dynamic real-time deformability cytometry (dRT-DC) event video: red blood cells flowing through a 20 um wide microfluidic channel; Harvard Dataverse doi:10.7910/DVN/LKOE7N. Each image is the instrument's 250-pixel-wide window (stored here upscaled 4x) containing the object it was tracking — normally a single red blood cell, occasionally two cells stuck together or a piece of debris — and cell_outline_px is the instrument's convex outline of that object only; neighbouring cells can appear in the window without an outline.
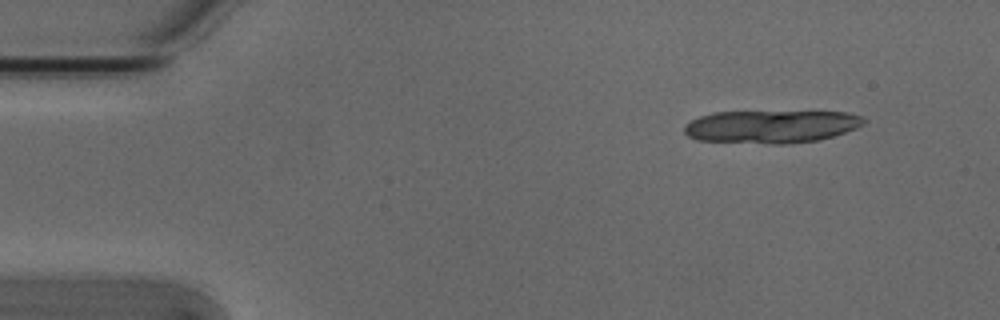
{"species": "Egyptian fruit bat (a non-hibernating species)", "species_latin": "Rousettus aegyptiacus", "temperature_condition": "cold", "stored_images_in_passage": 5, "camera_frame_rate_fps": 3000, "um_per_image_px": 0.085, "animal": {"sex": "male"}, "frame": {"image": 1, "passage_image": 1, "time_ms": 0.0, "image_size_px": [1000, 320], "cell_outline_px": [[864, 124], [856, 128], [820, 140], [792, 144], [768, 144], [696, 140], [688, 136], [684, 132], [684, 124], [700, 116], [712, 112], [848, 112], [864, 116]], "centroid_in_image_um": [65.54, 10.77], "position_along_channel_um": 19.5, "area_um2": 34.56}}
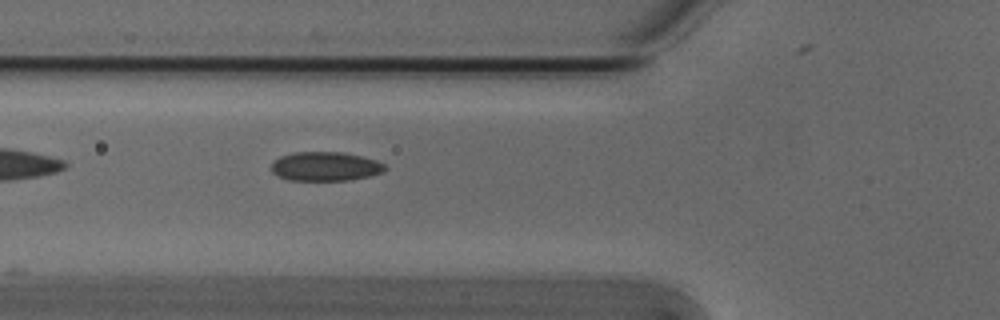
{"frame": {"image": 2, "passage_image": 5, "time_ms": 1.333, "image_size_px": [1000, 320], "cell_outline_px": [[388, 168], [384, 172], [368, 176], [348, 180], [288, 180], [276, 176], [272, 172], [272, 164], [280, 156], [296, 152], [344, 152], [376, 160], [384, 164]], "centroid_in_image_um": [27.66, 14.15], "position_along_channel_um": 98.1, "area_um2": 19.25}}